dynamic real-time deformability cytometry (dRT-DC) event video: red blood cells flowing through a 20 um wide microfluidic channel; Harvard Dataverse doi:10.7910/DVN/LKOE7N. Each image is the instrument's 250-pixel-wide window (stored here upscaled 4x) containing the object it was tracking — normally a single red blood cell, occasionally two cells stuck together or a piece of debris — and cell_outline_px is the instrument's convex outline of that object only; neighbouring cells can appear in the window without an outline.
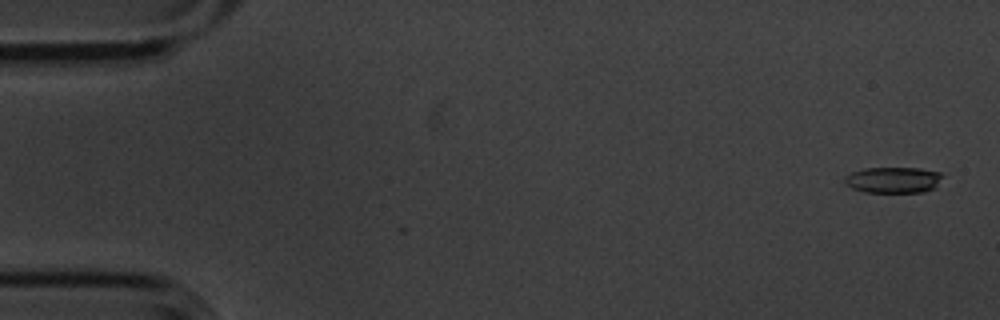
{"species": "common noctule bat (a hibernating species)", "species_latin": "Nyctalus noctula", "temperature_condition": "cold", "stored_images_in_passage": 5, "camera_frame_rate_fps": 3000, "um_per_image_px": 0.085, "animal": {"sex": "male", "body_mass_g": 20.1, "forearm_length_mm": 53.5}, "frame": {"image": 1, "passage_image": 1, "time_ms": 0.0, "image_size_px": [1000, 320], "cell_outline_px": [[940, 176], [936, 188], [924, 192], [864, 192], [852, 188], [844, 184], [844, 176], [852, 172], [864, 168], [920, 168], [940, 172]], "centroid_in_image_um": [75.88, 15.3], "position_along_channel_um": 9.1, "area_um2": 14.85}}
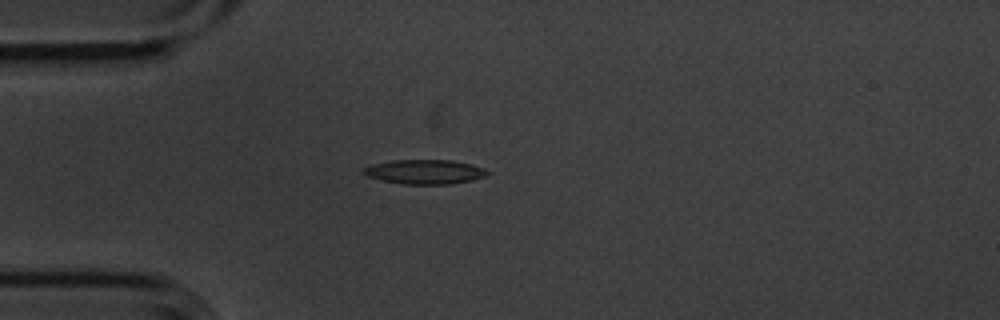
{"frame": {"image": 2, "passage_image": 4, "time_ms": 1.0, "image_size_px": [1000, 320], "cell_outline_px": [[488, 172], [484, 176], [472, 180], [448, 184], [400, 184], [368, 176], [360, 172], [364, 168], [372, 164], [392, 160], [452, 160], [472, 164], [484, 168]], "centroid_in_image_um": [36.08, 14.6], "position_along_channel_um": 48.9, "area_um2": 17.51}}